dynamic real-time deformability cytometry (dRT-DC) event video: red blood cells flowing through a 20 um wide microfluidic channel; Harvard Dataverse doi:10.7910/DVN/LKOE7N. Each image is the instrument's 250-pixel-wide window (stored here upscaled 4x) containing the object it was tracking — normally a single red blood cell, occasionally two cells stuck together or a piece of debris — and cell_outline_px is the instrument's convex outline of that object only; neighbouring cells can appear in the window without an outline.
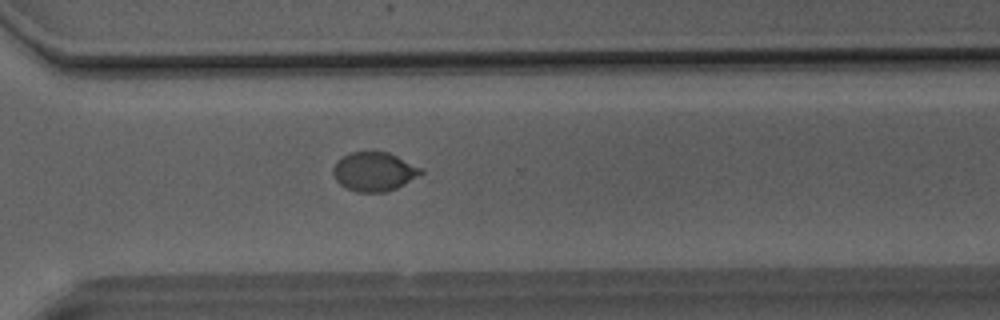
{"species": "Egyptian fruit bat (a non-hibernating species)", "species_latin": "Rousettus aegyptiacus", "temperature_condition": "room temperature", "stored_images_in_passage": 27, "camera_frame_rate_fps": 3000, "um_per_image_px": 0.085, "animal": {"sex": "male"}, "frame": {"image": 1, "passage_image": 23, "time_ms": 7.333, "image_size_px": [1000, 320], "cell_outline_px": [[424, 172], [396, 188], [384, 192], [356, 192], [344, 188], [336, 180], [332, 172], [332, 168], [336, 160], [352, 152], [388, 152], [424, 168]], "centroid_in_image_um": [31.78, 14.59], "position_along_channel_um": 338.8, "area_um2": 20.0}}